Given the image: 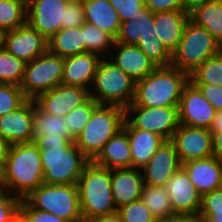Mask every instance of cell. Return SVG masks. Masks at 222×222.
Here are the masks:
<instances>
[{
  "instance_id": "6da1fadb",
  "label": "cell",
  "mask_w": 222,
  "mask_h": 222,
  "mask_svg": "<svg viewBox=\"0 0 222 222\" xmlns=\"http://www.w3.org/2000/svg\"><path fill=\"white\" fill-rule=\"evenodd\" d=\"M40 149L35 144H12L4 165L0 168V185L21 199L37 189L43 181Z\"/></svg>"
},
{
  "instance_id": "7a4b0ae2",
  "label": "cell",
  "mask_w": 222,
  "mask_h": 222,
  "mask_svg": "<svg viewBox=\"0 0 222 222\" xmlns=\"http://www.w3.org/2000/svg\"><path fill=\"white\" fill-rule=\"evenodd\" d=\"M43 167V181L51 185L77 184L90 160L74 141L36 139Z\"/></svg>"
},
{
  "instance_id": "3957f363",
  "label": "cell",
  "mask_w": 222,
  "mask_h": 222,
  "mask_svg": "<svg viewBox=\"0 0 222 222\" xmlns=\"http://www.w3.org/2000/svg\"><path fill=\"white\" fill-rule=\"evenodd\" d=\"M189 75L173 66H158L136 82L134 100L130 105L143 107L179 106Z\"/></svg>"
},
{
  "instance_id": "277c9868",
  "label": "cell",
  "mask_w": 222,
  "mask_h": 222,
  "mask_svg": "<svg viewBox=\"0 0 222 222\" xmlns=\"http://www.w3.org/2000/svg\"><path fill=\"white\" fill-rule=\"evenodd\" d=\"M77 186L83 220L117 213L112 196L111 169L90 161L84 167Z\"/></svg>"
},
{
  "instance_id": "5b68a950",
  "label": "cell",
  "mask_w": 222,
  "mask_h": 222,
  "mask_svg": "<svg viewBox=\"0 0 222 222\" xmlns=\"http://www.w3.org/2000/svg\"><path fill=\"white\" fill-rule=\"evenodd\" d=\"M125 109L116 105H98L74 143L93 161L104 145L123 129Z\"/></svg>"
},
{
  "instance_id": "8992f818",
  "label": "cell",
  "mask_w": 222,
  "mask_h": 222,
  "mask_svg": "<svg viewBox=\"0 0 222 222\" xmlns=\"http://www.w3.org/2000/svg\"><path fill=\"white\" fill-rule=\"evenodd\" d=\"M135 87L136 81L108 57L100 60L89 94L99 105H116L125 109L134 100Z\"/></svg>"
},
{
  "instance_id": "52a82bcc",
  "label": "cell",
  "mask_w": 222,
  "mask_h": 222,
  "mask_svg": "<svg viewBox=\"0 0 222 222\" xmlns=\"http://www.w3.org/2000/svg\"><path fill=\"white\" fill-rule=\"evenodd\" d=\"M221 51V43L212 34L189 20L178 48L172 54L171 66L190 75L204 61Z\"/></svg>"
},
{
  "instance_id": "ba28073f",
  "label": "cell",
  "mask_w": 222,
  "mask_h": 222,
  "mask_svg": "<svg viewBox=\"0 0 222 222\" xmlns=\"http://www.w3.org/2000/svg\"><path fill=\"white\" fill-rule=\"evenodd\" d=\"M24 199L37 210L52 213L68 222H83L77 184L43 183Z\"/></svg>"
},
{
  "instance_id": "9c48e42d",
  "label": "cell",
  "mask_w": 222,
  "mask_h": 222,
  "mask_svg": "<svg viewBox=\"0 0 222 222\" xmlns=\"http://www.w3.org/2000/svg\"><path fill=\"white\" fill-rule=\"evenodd\" d=\"M64 58L48 50L26 63L20 88L27 99L35 100L40 94L62 83Z\"/></svg>"
},
{
  "instance_id": "30bf717a",
  "label": "cell",
  "mask_w": 222,
  "mask_h": 222,
  "mask_svg": "<svg viewBox=\"0 0 222 222\" xmlns=\"http://www.w3.org/2000/svg\"><path fill=\"white\" fill-rule=\"evenodd\" d=\"M178 107L128 105L125 108V120L134 128L155 133L165 141L171 140L179 126Z\"/></svg>"
},
{
  "instance_id": "8fae6325",
  "label": "cell",
  "mask_w": 222,
  "mask_h": 222,
  "mask_svg": "<svg viewBox=\"0 0 222 222\" xmlns=\"http://www.w3.org/2000/svg\"><path fill=\"white\" fill-rule=\"evenodd\" d=\"M170 141L175 146L181 164L214 156L210 129L179 124Z\"/></svg>"
},
{
  "instance_id": "7c38bea8",
  "label": "cell",
  "mask_w": 222,
  "mask_h": 222,
  "mask_svg": "<svg viewBox=\"0 0 222 222\" xmlns=\"http://www.w3.org/2000/svg\"><path fill=\"white\" fill-rule=\"evenodd\" d=\"M178 114L179 124L210 129L216 110L199 89L189 81L182 91Z\"/></svg>"
},
{
  "instance_id": "4fadbf2b",
  "label": "cell",
  "mask_w": 222,
  "mask_h": 222,
  "mask_svg": "<svg viewBox=\"0 0 222 222\" xmlns=\"http://www.w3.org/2000/svg\"><path fill=\"white\" fill-rule=\"evenodd\" d=\"M69 0H28L27 23L46 40L62 29Z\"/></svg>"
},
{
  "instance_id": "5bb4252c",
  "label": "cell",
  "mask_w": 222,
  "mask_h": 222,
  "mask_svg": "<svg viewBox=\"0 0 222 222\" xmlns=\"http://www.w3.org/2000/svg\"><path fill=\"white\" fill-rule=\"evenodd\" d=\"M3 47L18 59L29 63L48 50L47 40L28 23L4 32Z\"/></svg>"
},
{
  "instance_id": "9a60e30c",
  "label": "cell",
  "mask_w": 222,
  "mask_h": 222,
  "mask_svg": "<svg viewBox=\"0 0 222 222\" xmlns=\"http://www.w3.org/2000/svg\"><path fill=\"white\" fill-rule=\"evenodd\" d=\"M90 99L89 90L79 87L60 84L36 99V105L45 113L65 116L74 108L85 104Z\"/></svg>"
},
{
  "instance_id": "2e32d148",
  "label": "cell",
  "mask_w": 222,
  "mask_h": 222,
  "mask_svg": "<svg viewBox=\"0 0 222 222\" xmlns=\"http://www.w3.org/2000/svg\"><path fill=\"white\" fill-rule=\"evenodd\" d=\"M175 215L196 216L200 212L202 196L192 185L186 170L181 166L165 185Z\"/></svg>"
},
{
  "instance_id": "e0dca14e",
  "label": "cell",
  "mask_w": 222,
  "mask_h": 222,
  "mask_svg": "<svg viewBox=\"0 0 222 222\" xmlns=\"http://www.w3.org/2000/svg\"><path fill=\"white\" fill-rule=\"evenodd\" d=\"M181 166L174 144L166 140L141 169L144 184L165 187L168 180Z\"/></svg>"
},
{
  "instance_id": "ac0fdd59",
  "label": "cell",
  "mask_w": 222,
  "mask_h": 222,
  "mask_svg": "<svg viewBox=\"0 0 222 222\" xmlns=\"http://www.w3.org/2000/svg\"><path fill=\"white\" fill-rule=\"evenodd\" d=\"M34 100L27 99L16 110L0 116V134L12 145L31 143L33 135Z\"/></svg>"
},
{
  "instance_id": "d6986e66",
  "label": "cell",
  "mask_w": 222,
  "mask_h": 222,
  "mask_svg": "<svg viewBox=\"0 0 222 222\" xmlns=\"http://www.w3.org/2000/svg\"><path fill=\"white\" fill-rule=\"evenodd\" d=\"M113 48L116 52L115 58L113 53L108 52L110 56L112 55L109 59L136 82L158 67L137 45H126L115 41Z\"/></svg>"
},
{
  "instance_id": "ffe728a7",
  "label": "cell",
  "mask_w": 222,
  "mask_h": 222,
  "mask_svg": "<svg viewBox=\"0 0 222 222\" xmlns=\"http://www.w3.org/2000/svg\"><path fill=\"white\" fill-rule=\"evenodd\" d=\"M101 59L99 55L90 52L64 58L61 84L79 86L89 90Z\"/></svg>"
},
{
  "instance_id": "44dd1931",
  "label": "cell",
  "mask_w": 222,
  "mask_h": 222,
  "mask_svg": "<svg viewBox=\"0 0 222 222\" xmlns=\"http://www.w3.org/2000/svg\"><path fill=\"white\" fill-rule=\"evenodd\" d=\"M189 20L190 14L186 13L184 10L154 13L156 35L160 38L164 47L171 55L178 48Z\"/></svg>"
},
{
  "instance_id": "7402d4cb",
  "label": "cell",
  "mask_w": 222,
  "mask_h": 222,
  "mask_svg": "<svg viewBox=\"0 0 222 222\" xmlns=\"http://www.w3.org/2000/svg\"><path fill=\"white\" fill-rule=\"evenodd\" d=\"M144 185L141 169H111L112 196L117 208L141 198Z\"/></svg>"
},
{
  "instance_id": "603a6c76",
  "label": "cell",
  "mask_w": 222,
  "mask_h": 222,
  "mask_svg": "<svg viewBox=\"0 0 222 222\" xmlns=\"http://www.w3.org/2000/svg\"><path fill=\"white\" fill-rule=\"evenodd\" d=\"M186 170L192 185L201 196L214 190H218L222 160L215 156L206 159L190 160L182 164Z\"/></svg>"
},
{
  "instance_id": "cb8c5ba5",
  "label": "cell",
  "mask_w": 222,
  "mask_h": 222,
  "mask_svg": "<svg viewBox=\"0 0 222 222\" xmlns=\"http://www.w3.org/2000/svg\"><path fill=\"white\" fill-rule=\"evenodd\" d=\"M154 27V13L145 5L130 20L121 23L116 42L137 45L139 41L160 40Z\"/></svg>"
},
{
  "instance_id": "d4e9b609",
  "label": "cell",
  "mask_w": 222,
  "mask_h": 222,
  "mask_svg": "<svg viewBox=\"0 0 222 222\" xmlns=\"http://www.w3.org/2000/svg\"><path fill=\"white\" fill-rule=\"evenodd\" d=\"M123 129L130 142L132 168L142 169L165 140L155 133L132 127L126 120Z\"/></svg>"
},
{
  "instance_id": "484cf974",
  "label": "cell",
  "mask_w": 222,
  "mask_h": 222,
  "mask_svg": "<svg viewBox=\"0 0 222 222\" xmlns=\"http://www.w3.org/2000/svg\"><path fill=\"white\" fill-rule=\"evenodd\" d=\"M36 139L60 141L62 139L74 141L75 137L67 127L65 116H56L42 111L34 100V120L32 142Z\"/></svg>"
},
{
  "instance_id": "4316f807",
  "label": "cell",
  "mask_w": 222,
  "mask_h": 222,
  "mask_svg": "<svg viewBox=\"0 0 222 222\" xmlns=\"http://www.w3.org/2000/svg\"><path fill=\"white\" fill-rule=\"evenodd\" d=\"M85 21L97 26L115 40L121 21L109 0H82Z\"/></svg>"
},
{
  "instance_id": "83f0119b",
  "label": "cell",
  "mask_w": 222,
  "mask_h": 222,
  "mask_svg": "<svg viewBox=\"0 0 222 222\" xmlns=\"http://www.w3.org/2000/svg\"><path fill=\"white\" fill-rule=\"evenodd\" d=\"M93 162L108 169L132 168L130 142L126 131L122 129L113 136Z\"/></svg>"
},
{
  "instance_id": "f1b7e54d",
  "label": "cell",
  "mask_w": 222,
  "mask_h": 222,
  "mask_svg": "<svg viewBox=\"0 0 222 222\" xmlns=\"http://www.w3.org/2000/svg\"><path fill=\"white\" fill-rule=\"evenodd\" d=\"M48 51L62 58L86 52L82 26L60 29L47 40Z\"/></svg>"
},
{
  "instance_id": "f546056e",
  "label": "cell",
  "mask_w": 222,
  "mask_h": 222,
  "mask_svg": "<svg viewBox=\"0 0 222 222\" xmlns=\"http://www.w3.org/2000/svg\"><path fill=\"white\" fill-rule=\"evenodd\" d=\"M190 20L205 28L222 45V0H211L190 13Z\"/></svg>"
},
{
  "instance_id": "4dcf8cb0",
  "label": "cell",
  "mask_w": 222,
  "mask_h": 222,
  "mask_svg": "<svg viewBox=\"0 0 222 222\" xmlns=\"http://www.w3.org/2000/svg\"><path fill=\"white\" fill-rule=\"evenodd\" d=\"M140 199L152 212L157 222L176 216L171 206L170 196L165 187L144 184Z\"/></svg>"
},
{
  "instance_id": "1f68e13d",
  "label": "cell",
  "mask_w": 222,
  "mask_h": 222,
  "mask_svg": "<svg viewBox=\"0 0 222 222\" xmlns=\"http://www.w3.org/2000/svg\"><path fill=\"white\" fill-rule=\"evenodd\" d=\"M27 23L26 0H0V30L4 33Z\"/></svg>"
},
{
  "instance_id": "d6a6232c",
  "label": "cell",
  "mask_w": 222,
  "mask_h": 222,
  "mask_svg": "<svg viewBox=\"0 0 222 222\" xmlns=\"http://www.w3.org/2000/svg\"><path fill=\"white\" fill-rule=\"evenodd\" d=\"M82 30L84 32L86 52L97 54L101 58H108L106 53L114 47L115 39L88 22L82 25Z\"/></svg>"
},
{
  "instance_id": "836d02e7",
  "label": "cell",
  "mask_w": 222,
  "mask_h": 222,
  "mask_svg": "<svg viewBox=\"0 0 222 222\" xmlns=\"http://www.w3.org/2000/svg\"><path fill=\"white\" fill-rule=\"evenodd\" d=\"M193 84H212L222 86V51L204 61L189 75Z\"/></svg>"
},
{
  "instance_id": "e575fe53",
  "label": "cell",
  "mask_w": 222,
  "mask_h": 222,
  "mask_svg": "<svg viewBox=\"0 0 222 222\" xmlns=\"http://www.w3.org/2000/svg\"><path fill=\"white\" fill-rule=\"evenodd\" d=\"M26 63L4 47L0 49V83L20 86L22 83Z\"/></svg>"
},
{
  "instance_id": "d590c367",
  "label": "cell",
  "mask_w": 222,
  "mask_h": 222,
  "mask_svg": "<svg viewBox=\"0 0 222 222\" xmlns=\"http://www.w3.org/2000/svg\"><path fill=\"white\" fill-rule=\"evenodd\" d=\"M99 104L90 98L85 104L78 106L65 115V120L70 133L76 138L88 123L93 110Z\"/></svg>"
},
{
  "instance_id": "8d00e7d4",
  "label": "cell",
  "mask_w": 222,
  "mask_h": 222,
  "mask_svg": "<svg viewBox=\"0 0 222 222\" xmlns=\"http://www.w3.org/2000/svg\"><path fill=\"white\" fill-rule=\"evenodd\" d=\"M117 214L121 222H157L141 199L120 206Z\"/></svg>"
},
{
  "instance_id": "74e56055",
  "label": "cell",
  "mask_w": 222,
  "mask_h": 222,
  "mask_svg": "<svg viewBox=\"0 0 222 222\" xmlns=\"http://www.w3.org/2000/svg\"><path fill=\"white\" fill-rule=\"evenodd\" d=\"M26 100L20 86L0 83V116L16 110Z\"/></svg>"
},
{
  "instance_id": "f35d334b",
  "label": "cell",
  "mask_w": 222,
  "mask_h": 222,
  "mask_svg": "<svg viewBox=\"0 0 222 222\" xmlns=\"http://www.w3.org/2000/svg\"><path fill=\"white\" fill-rule=\"evenodd\" d=\"M198 215L208 218L212 222H222V191L214 190L204 194Z\"/></svg>"
},
{
  "instance_id": "ab89813d",
  "label": "cell",
  "mask_w": 222,
  "mask_h": 222,
  "mask_svg": "<svg viewBox=\"0 0 222 222\" xmlns=\"http://www.w3.org/2000/svg\"><path fill=\"white\" fill-rule=\"evenodd\" d=\"M137 46L157 66H170L172 55L166 50L161 40L139 41Z\"/></svg>"
},
{
  "instance_id": "60d3db41",
  "label": "cell",
  "mask_w": 222,
  "mask_h": 222,
  "mask_svg": "<svg viewBox=\"0 0 222 222\" xmlns=\"http://www.w3.org/2000/svg\"><path fill=\"white\" fill-rule=\"evenodd\" d=\"M21 201L0 185V222H14L19 216Z\"/></svg>"
},
{
  "instance_id": "b9f144b4",
  "label": "cell",
  "mask_w": 222,
  "mask_h": 222,
  "mask_svg": "<svg viewBox=\"0 0 222 222\" xmlns=\"http://www.w3.org/2000/svg\"><path fill=\"white\" fill-rule=\"evenodd\" d=\"M82 0H69L65 9L62 29L80 27L85 23Z\"/></svg>"
},
{
  "instance_id": "7bdbcfd3",
  "label": "cell",
  "mask_w": 222,
  "mask_h": 222,
  "mask_svg": "<svg viewBox=\"0 0 222 222\" xmlns=\"http://www.w3.org/2000/svg\"><path fill=\"white\" fill-rule=\"evenodd\" d=\"M19 216L25 222H68L52 213L33 208L25 199L21 201Z\"/></svg>"
},
{
  "instance_id": "ee69618b",
  "label": "cell",
  "mask_w": 222,
  "mask_h": 222,
  "mask_svg": "<svg viewBox=\"0 0 222 222\" xmlns=\"http://www.w3.org/2000/svg\"><path fill=\"white\" fill-rule=\"evenodd\" d=\"M113 8L117 11L120 21L130 20L138 13L144 5V0H109Z\"/></svg>"
},
{
  "instance_id": "f6af8a7d",
  "label": "cell",
  "mask_w": 222,
  "mask_h": 222,
  "mask_svg": "<svg viewBox=\"0 0 222 222\" xmlns=\"http://www.w3.org/2000/svg\"><path fill=\"white\" fill-rule=\"evenodd\" d=\"M206 100L210 102L213 108L222 110V86L212 84H194Z\"/></svg>"
},
{
  "instance_id": "bcb514c9",
  "label": "cell",
  "mask_w": 222,
  "mask_h": 222,
  "mask_svg": "<svg viewBox=\"0 0 222 222\" xmlns=\"http://www.w3.org/2000/svg\"><path fill=\"white\" fill-rule=\"evenodd\" d=\"M145 6L153 13L184 10L183 0H144Z\"/></svg>"
},
{
  "instance_id": "7dc6e473",
  "label": "cell",
  "mask_w": 222,
  "mask_h": 222,
  "mask_svg": "<svg viewBox=\"0 0 222 222\" xmlns=\"http://www.w3.org/2000/svg\"><path fill=\"white\" fill-rule=\"evenodd\" d=\"M210 132L212 133L213 155L222 160V130Z\"/></svg>"
},
{
  "instance_id": "c3c4849f",
  "label": "cell",
  "mask_w": 222,
  "mask_h": 222,
  "mask_svg": "<svg viewBox=\"0 0 222 222\" xmlns=\"http://www.w3.org/2000/svg\"><path fill=\"white\" fill-rule=\"evenodd\" d=\"M11 144L0 134V168L8 157Z\"/></svg>"
},
{
  "instance_id": "681fc988",
  "label": "cell",
  "mask_w": 222,
  "mask_h": 222,
  "mask_svg": "<svg viewBox=\"0 0 222 222\" xmlns=\"http://www.w3.org/2000/svg\"><path fill=\"white\" fill-rule=\"evenodd\" d=\"M211 0H183L184 11L190 14L194 11L197 7L202 6L203 4L207 3Z\"/></svg>"
},
{
  "instance_id": "f907efd6",
  "label": "cell",
  "mask_w": 222,
  "mask_h": 222,
  "mask_svg": "<svg viewBox=\"0 0 222 222\" xmlns=\"http://www.w3.org/2000/svg\"><path fill=\"white\" fill-rule=\"evenodd\" d=\"M83 222H121L117 213L107 216H98L90 219L83 220Z\"/></svg>"
},
{
  "instance_id": "816d5d0a",
  "label": "cell",
  "mask_w": 222,
  "mask_h": 222,
  "mask_svg": "<svg viewBox=\"0 0 222 222\" xmlns=\"http://www.w3.org/2000/svg\"><path fill=\"white\" fill-rule=\"evenodd\" d=\"M222 130V110L216 111L210 131H221Z\"/></svg>"
},
{
  "instance_id": "f5cc1de1",
  "label": "cell",
  "mask_w": 222,
  "mask_h": 222,
  "mask_svg": "<svg viewBox=\"0 0 222 222\" xmlns=\"http://www.w3.org/2000/svg\"><path fill=\"white\" fill-rule=\"evenodd\" d=\"M159 222H195V216L176 215L173 218L166 219L164 221H159Z\"/></svg>"
},
{
  "instance_id": "db71d44e",
  "label": "cell",
  "mask_w": 222,
  "mask_h": 222,
  "mask_svg": "<svg viewBox=\"0 0 222 222\" xmlns=\"http://www.w3.org/2000/svg\"><path fill=\"white\" fill-rule=\"evenodd\" d=\"M195 222H212V221L208 218H204L200 215H196L195 216Z\"/></svg>"
},
{
  "instance_id": "11a10c76",
  "label": "cell",
  "mask_w": 222,
  "mask_h": 222,
  "mask_svg": "<svg viewBox=\"0 0 222 222\" xmlns=\"http://www.w3.org/2000/svg\"><path fill=\"white\" fill-rule=\"evenodd\" d=\"M3 32L0 30V49L3 47Z\"/></svg>"
},
{
  "instance_id": "9f6ffc18",
  "label": "cell",
  "mask_w": 222,
  "mask_h": 222,
  "mask_svg": "<svg viewBox=\"0 0 222 222\" xmlns=\"http://www.w3.org/2000/svg\"><path fill=\"white\" fill-rule=\"evenodd\" d=\"M218 190H219V191H222V170H221V176H220V181H219Z\"/></svg>"
},
{
  "instance_id": "6f0895ef",
  "label": "cell",
  "mask_w": 222,
  "mask_h": 222,
  "mask_svg": "<svg viewBox=\"0 0 222 222\" xmlns=\"http://www.w3.org/2000/svg\"><path fill=\"white\" fill-rule=\"evenodd\" d=\"M14 222H25V221L20 216H18Z\"/></svg>"
}]
</instances>
